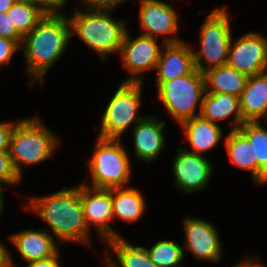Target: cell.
Returning a JSON list of instances; mask_svg holds the SVG:
<instances>
[{"mask_svg": "<svg viewBox=\"0 0 267 267\" xmlns=\"http://www.w3.org/2000/svg\"><path fill=\"white\" fill-rule=\"evenodd\" d=\"M94 148L88 162L92 183L83 184L98 189L124 187L131 178V167L128 151L120 144V139L98 137Z\"/></svg>", "mask_w": 267, "mask_h": 267, "instance_id": "obj_5", "label": "cell"}, {"mask_svg": "<svg viewBox=\"0 0 267 267\" xmlns=\"http://www.w3.org/2000/svg\"><path fill=\"white\" fill-rule=\"evenodd\" d=\"M58 139L37 116L17 121L8 152L14 169L21 179V167L48 160L60 146Z\"/></svg>", "mask_w": 267, "mask_h": 267, "instance_id": "obj_4", "label": "cell"}, {"mask_svg": "<svg viewBox=\"0 0 267 267\" xmlns=\"http://www.w3.org/2000/svg\"><path fill=\"white\" fill-rule=\"evenodd\" d=\"M156 85L158 99L179 124L200 115L206 87L204 74L199 70L171 81L156 82ZM197 105L198 113L195 111Z\"/></svg>", "mask_w": 267, "mask_h": 267, "instance_id": "obj_6", "label": "cell"}, {"mask_svg": "<svg viewBox=\"0 0 267 267\" xmlns=\"http://www.w3.org/2000/svg\"><path fill=\"white\" fill-rule=\"evenodd\" d=\"M226 149L230 161L243 170H249L257 183V159H254L252 144L239 130H231L226 137Z\"/></svg>", "mask_w": 267, "mask_h": 267, "instance_id": "obj_24", "label": "cell"}, {"mask_svg": "<svg viewBox=\"0 0 267 267\" xmlns=\"http://www.w3.org/2000/svg\"><path fill=\"white\" fill-rule=\"evenodd\" d=\"M113 219L118 217L129 223L138 220L145 210V200L136 188H112Z\"/></svg>", "mask_w": 267, "mask_h": 267, "instance_id": "obj_22", "label": "cell"}, {"mask_svg": "<svg viewBox=\"0 0 267 267\" xmlns=\"http://www.w3.org/2000/svg\"><path fill=\"white\" fill-rule=\"evenodd\" d=\"M106 243L114 250L118 260L117 263L112 257L110 258L106 250L108 257L105 263L109 267H157L152 263L146 248L143 246H134L123 237L111 239Z\"/></svg>", "mask_w": 267, "mask_h": 267, "instance_id": "obj_23", "label": "cell"}, {"mask_svg": "<svg viewBox=\"0 0 267 267\" xmlns=\"http://www.w3.org/2000/svg\"><path fill=\"white\" fill-rule=\"evenodd\" d=\"M143 82H125L118 87L109 101L101 121L99 136L105 139H121L122 133L135 121V125L145 117L139 116Z\"/></svg>", "mask_w": 267, "mask_h": 267, "instance_id": "obj_8", "label": "cell"}, {"mask_svg": "<svg viewBox=\"0 0 267 267\" xmlns=\"http://www.w3.org/2000/svg\"><path fill=\"white\" fill-rule=\"evenodd\" d=\"M231 40L227 64L248 76L267 70V40L258 33L249 32L234 44Z\"/></svg>", "mask_w": 267, "mask_h": 267, "instance_id": "obj_11", "label": "cell"}, {"mask_svg": "<svg viewBox=\"0 0 267 267\" xmlns=\"http://www.w3.org/2000/svg\"><path fill=\"white\" fill-rule=\"evenodd\" d=\"M40 2L51 12L61 11L67 0H40Z\"/></svg>", "mask_w": 267, "mask_h": 267, "instance_id": "obj_35", "label": "cell"}, {"mask_svg": "<svg viewBox=\"0 0 267 267\" xmlns=\"http://www.w3.org/2000/svg\"><path fill=\"white\" fill-rule=\"evenodd\" d=\"M0 37L14 40L21 47L23 37L16 31L7 13H0Z\"/></svg>", "mask_w": 267, "mask_h": 267, "instance_id": "obj_29", "label": "cell"}, {"mask_svg": "<svg viewBox=\"0 0 267 267\" xmlns=\"http://www.w3.org/2000/svg\"><path fill=\"white\" fill-rule=\"evenodd\" d=\"M177 151L172 165L175 186L187 194L204 188L212 176L211 162L203 155L188 152L186 148Z\"/></svg>", "mask_w": 267, "mask_h": 267, "instance_id": "obj_13", "label": "cell"}, {"mask_svg": "<svg viewBox=\"0 0 267 267\" xmlns=\"http://www.w3.org/2000/svg\"><path fill=\"white\" fill-rule=\"evenodd\" d=\"M139 20L141 35L157 38L163 36L164 43H178L180 38L168 37L178 30V16L172 5L162 0H140ZM165 35V36H164Z\"/></svg>", "mask_w": 267, "mask_h": 267, "instance_id": "obj_12", "label": "cell"}, {"mask_svg": "<svg viewBox=\"0 0 267 267\" xmlns=\"http://www.w3.org/2000/svg\"><path fill=\"white\" fill-rule=\"evenodd\" d=\"M82 4L86 5V10L96 9V10H113L117 7L123 0H79Z\"/></svg>", "mask_w": 267, "mask_h": 267, "instance_id": "obj_32", "label": "cell"}, {"mask_svg": "<svg viewBox=\"0 0 267 267\" xmlns=\"http://www.w3.org/2000/svg\"><path fill=\"white\" fill-rule=\"evenodd\" d=\"M119 52L124 68L132 74L125 82H142V73L150 69L156 70L161 47L157 38L140 35L132 39L127 30Z\"/></svg>", "mask_w": 267, "mask_h": 267, "instance_id": "obj_9", "label": "cell"}, {"mask_svg": "<svg viewBox=\"0 0 267 267\" xmlns=\"http://www.w3.org/2000/svg\"><path fill=\"white\" fill-rule=\"evenodd\" d=\"M50 12L43 4L15 2L7 12L16 31L22 36L30 33Z\"/></svg>", "mask_w": 267, "mask_h": 267, "instance_id": "obj_26", "label": "cell"}, {"mask_svg": "<svg viewBox=\"0 0 267 267\" xmlns=\"http://www.w3.org/2000/svg\"><path fill=\"white\" fill-rule=\"evenodd\" d=\"M233 115L230 121L231 130L238 129L243 123L240 98L228 93H204L200 116L217 124V121L224 120Z\"/></svg>", "mask_w": 267, "mask_h": 267, "instance_id": "obj_19", "label": "cell"}, {"mask_svg": "<svg viewBox=\"0 0 267 267\" xmlns=\"http://www.w3.org/2000/svg\"><path fill=\"white\" fill-rule=\"evenodd\" d=\"M79 195L83 215L90 230L91 223L98 229L104 242L122 237L110 226L113 220L111 189H98L79 184Z\"/></svg>", "mask_w": 267, "mask_h": 267, "instance_id": "obj_10", "label": "cell"}, {"mask_svg": "<svg viewBox=\"0 0 267 267\" xmlns=\"http://www.w3.org/2000/svg\"><path fill=\"white\" fill-rule=\"evenodd\" d=\"M17 122H0V151H9L11 136Z\"/></svg>", "mask_w": 267, "mask_h": 267, "instance_id": "obj_31", "label": "cell"}, {"mask_svg": "<svg viewBox=\"0 0 267 267\" xmlns=\"http://www.w3.org/2000/svg\"><path fill=\"white\" fill-rule=\"evenodd\" d=\"M21 182L8 151H0V184L13 186Z\"/></svg>", "mask_w": 267, "mask_h": 267, "instance_id": "obj_28", "label": "cell"}, {"mask_svg": "<svg viewBox=\"0 0 267 267\" xmlns=\"http://www.w3.org/2000/svg\"><path fill=\"white\" fill-rule=\"evenodd\" d=\"M239 98L244 122L267 119V72L249 76Z\"/></svg>", "mask_w": 267, "mask_h": 267, "instance_id": "obj_18", "label": "cell"}, {"mask_svg": "<svg viewBox=\"0 0 267 267\" xmlns=\"http://www.w3.org/2000/svg\"><path fill=\"white\" fill-rule=\"evenodd\" d=\"M3 188L4 187L2 186V184H0V216H1L3 208H4V200H3V194H2Z\"/></svg>", "mask_w": 267, "mask_h": 267, "instance_id": "obj_38", "label": "cell"}, {"mask_svg": "<svg viewBox=\"0 0 267 267\" xmlns=\"http://www.w3.org/2000/svg\"><path fill=\"white\" fill-rule=\"evenodd\" d=\"M186 234L183 249H189L199 260L218 262L222 247L216 227L205 220L186 217L183 221Z\"/></svg>", "mask_w": 267, "mask_h": 267, "instance_id": "obj_14", "label": "cell"}, {"mask_svg": "<svg viewBox=\"0 0 267 267\" xmlns=\"http://www.w3.org/2000/svg\"><path fill=\"white\" fill-rule=\"evenodd\" d=\"M27 206L29 207L27 209L35 212L51 227L60 242H81L91 246L90 231L83 215L79 195V184L74 188L31 198Z\"/></svg>", "mask_w": 267, "mask_h": 267, "instance_id": "obj_2", "label": "cell"}, {"mask_svg": "<svg viewBox=\"0 0 267 267\" xmlns=\"http://www.w3.org/2000/svg\"><path fill=\"white\" fill-rule=\"evenodd\" d=\"M164 128L165 122L154 116H147L134 125L135 157L147 163L155 160L165 145Z\"/></svg>", "mask_w": 267, "mask_h": 267, "instance_id": "obj_16", "label": "cell"}, {"mask_svg": "<svg viewBox=\"0 0 267 267\" xmlns=\"http://www.w3.org/2000/svg\"><path fill=\"white\" fill-rule=\"evenodd\" d=\"M203 74L206 92L228 93L237 97H240L249 78L248 75L237 71L228 64L209 69Z\"/></svg>", "mask_w": 267, "mask_h": 267, "instance_id": "obj_21", "label": "cell"}, {"mask_svg": "<svg viewBox=\"0 0 267 267\" xmlns=\"http://www.w3.org/2000/svg\"><path fill=\"white\" fill-rule=\"evenodd\" d=\"M58 257L59 255L57 252L51 257L29 262L26 267H61L59 264Z\"/></svg>", "mask_w": 267, "mask_h": 267, "instance_id": "obj_33", "label": "cell"}, {"mask_svg": "<svg viewBox=\"0 0 267 267\" xmlns=\"http://www.w3.org/2000/svg\"><path fill=\"white\" fill-rule=\"evenodd\" d=\"M14 1L20 3L42 4L40 0H14Z\"/></svg>", "mask_w": 267, "mask_h": 267, "instance_id": "obj_39", "label": "cell"}, {"mask_svg": "<svg viewBox=\"0 0 267 267\" xmlns=\"http://www.w3.org/2000/svg\"><path fill=\"white\" fill-rule=\"evenodd\" d=\"M229 20L223 7L213 10L203 23L199 32L200 49L193 51L195 67L201 73L227 64L232 40Z\"/></svg>", "mask_w": 267, "mask_h": 267, "instance_id": "obj_7", "label": "cell"}, {"mask_svg": "<svg viewBox=\"0 0 267 267\" xmlns=\"http://www.w3.org/2000/svg\"><path fill=\"white\" fill-rule=\"evenodd\" d=\"M14 3V0H0V13H7Z\"/></svg>", "mask_w": 267, "mask_h": 267, "instance_id": "obj_37", "label": "cell"}, {"mask_svg": "<svg viewBox=\"0 0 267 267\" xmlns=\"http://www.w3.org/2000/svg\"><path fill=\"white\" fill-rule=\"evenodd\" d=\"M71 24L62 11H51L23 37L24 58L30 84L43 77L49 68L64 54L71 38Z\"/></svg>", "mask_w": 267, "mask_h": 267, "instance_id": "obj_1", "label": "cell"}, {"mask_svg": "<svg viewBox=\"0 0 267 267\" xmlns=\"http://www.w3.org/2000/svg\"><path fill=\"white\" fill-rule=\"evenodd\" d=\"M195 69L193 48L190 45L184 41L164 43L157 62L155 82L171 81L179 76L191 74Z\"/></svg>", "mask_w": 267, "mask_h": 267, "instance_id": "obj_15", "label": "cell"}, {"mask_svg": "<svg viewBox=\"0 0 267 267\" xmlns=\"http://www.w3.org/2000/svg\"><path fill=\"white\" fill-rule=\"evenodd\" d=\"M245 258L244 261H240L234 267H265L261 261L256 257L255 258Z\"/></svg>", "mask_w": 267, "mask_h": 267, "instance_id": "obj_36", "label": "cell"}, {"mask_svg": "<svg viewBox=\"0 0 267 267\" xmlns=\"http://www.w3.org/2000/svg\"><path fill=\"white\" fill-rule=\"evenodd\" d=\"M238 129L252 144L254 159H257V184H267V129L260 121L244 122Z\"/></svg>", "mask_w": 267, "mask_h": 267, "instance_id": "obj_25", "label": "cell"}, {"mask_svg": "<svg viewBox=\"0 0 267 267\" xmlns=\"http://www.w3.org/2000/svg\"><path fill=\"white\" fill-rule=\"evenodd\" d=\"M112 10L75 9L69 18L71 35L76 34L105 61L106 55L119 52L127 31L124 21L114 20Z\"/></svg>", "mask_w": 267, "mask_h": 267, "instance_id": "obj_3", "label": "cell"}, {"mask_svg": "<svg viewBox=\"0 0 267 267\" xmlns=\"http://www.w3.org/2000/svg\"><path fill=\"white\" fill-rule=\"evenodd\" d=\"M54 235L47 231L29 229L10 236L23 261L32 262L55 255L58 251Z\"/></svg>", "mask_w": 267, "mask_h": 267, "instance_id": "obj_17", "label": "cell"}, {"mask_svg": "<svg viewBox=\"0 0 267 267\" xmlns=\"http://www.w3.org/2000/svg\"><path fill=\"white\" fill-rule=\"evenodd\" d=\"M152 263L157 267H179L184 258V249L178 243L162 240L147 249Z\"/></svg>", "mask_w": 267, "mask_h": 267, "instance_id": "obj_27", "label": "cell"}, {"mask_svg": "<svg viewBox=\"0 0 267 267\" xmlns=\"http://www.w3.org/2000/svg\"><path fill=\"white\" fill-rule=\"evenodd\" d=\"M21 47L14 41L5 37H0V67L9 64L14 53Z\"/></svg>", "mask_w": 267, "mask_h": 267, "instance_id": "obj_30", "label": "cell"}, {"mask_svg": "<svg viewBox=\"0 0 267 267\" xmlns=\"http://www.w3.org/2000/svg\"><path fill=\"white\" fill-rule=\"evenodd\" d=\"M180 125L191 147L188 152L198 155L214 148L223 136L220 125L212 123L200 115L187 119Z\"/></svg>", "mask_w": 267, "mask_h": 267, "instance_id": "obj_20", "label": "cell"}, {"mask_svg": "<svg viewBox=\"0 0 267 267\" xmlns=\"http://www.w3.org/2000/svg\"><path fill=\"white\" fill-rule=\"evenodd\" d=\"M0 267H14L11 255L2 243H0Z\"/></svg>", "mask_w": 267, "mask_h": 267, "instance_id": "obj_34", "label": "cell"}]
</instances>
